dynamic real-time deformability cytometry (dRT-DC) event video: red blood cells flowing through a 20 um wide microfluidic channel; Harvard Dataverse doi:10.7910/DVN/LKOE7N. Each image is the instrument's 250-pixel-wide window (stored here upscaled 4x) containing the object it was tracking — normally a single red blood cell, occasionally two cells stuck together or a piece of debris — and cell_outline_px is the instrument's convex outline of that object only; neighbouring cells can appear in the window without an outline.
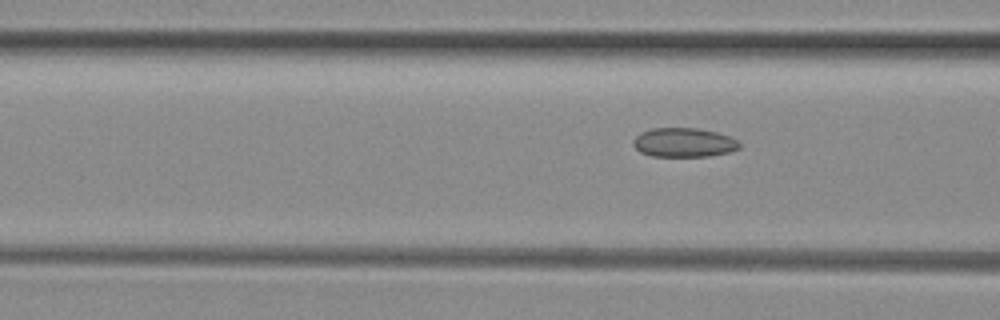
{"species": "common noctule bat (a hibernating species)", "species_latin": "Nyctalus noctula", "temperature_condition": "room temperature", "stored_images_in_passage": 5, "segment_of_instrument_passage": [2, 2], "camera_frame_rate_fps": 3000, "um_per_image_px": 0.085, "animal": {"sex": "female", "body_mass_g": 29.2, "forearm_length_mm": 56.3}, "frame": {"image": 1, "passage_image": 5, "time_ms": 1.333, "image_size_px": [1000, 320], "cell_outline_px": [[740, 148], [728, 152], [708, 156], [652, 156], [640, 152], [632, 144], [632, 140], [640, 132], [652, 128], [696, 128], [716, 132], [728, 136], [736, 140], [740, 144]], "centroid_in_image_um": [58.08, 12.11], "position_along_channel_um": 108.5, "area_um2": 17.98}}